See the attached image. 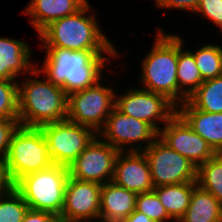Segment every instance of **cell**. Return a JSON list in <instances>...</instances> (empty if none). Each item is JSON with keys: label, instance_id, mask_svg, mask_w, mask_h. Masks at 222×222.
I'll return each mask as SVG.
<instances>
[{"label": "cell", "instance_id": "obj_1", "mask_svg": "<svg viewBox=\"0 0 222 222\" xmlns=\"http://www.w3.org/2000/svg\"><path fill=\"white\" fill-rule=\"evenodd\" d=\"M43 48L47 54L43 68L38 69L39 74L42 71L48 80L61 86L67 95L95 85L100 80L102 69L107 66L108 59L104 58L102 52Z\"/></svg>", "mask_w": 222, "mask_h": 222}, {"label": "cell", "instance_id": "obj_2", "mask_svg": "<svg viewBox=\"0 0 222 222\" xmlns=\"http://www.w3.org/2000/svg\"><path fill=\"white\" fill-rule=\"evenodd\" d=\"M89 9L87 2L76 13L55 20L45 27L39 33L44 47L103 52L117 57L116 48L100 30L94 15H86Z\"/></svg>", "mask_w": 222, "mask_h": 222}, {"label": "cell", "instance_id": "obj_3", "mask_svg": "<svg viewBox=\"0 0 222 222\" xmlns=\"http://www.w3.org/2000/svg\"><path fill=\"white\" fill-rule=\"evenodd\" d=\"M68 95L50 80L31 79L18 84V123L26 127L63 121L67 118Z\"/></svg>", "mask_w": 222, "mask_h": 222}, {"label": "cell", "instance_id": "obj_4", "mask_svg": "<svg viewBox=\"0 0 222 222\" xmlns=\"http://www.w3.org/2000/svg\"><path fill=\"white\" fill-rule=\"evenodd\" d=\"M156 35L152 50L142 62L141 80L146 86L144 90L163 95L177 108V35H168L162 30Z\"/></svg>", "mask_w": 222, "mask_h": 222}, {"label": "cell", "instance_id": "obj_5", "mask_svg": "<svg viewBox=\"0 0 222 222\" xmlns=\"http://www.w3.org/2000/svg\"><path fill=\"white\" fill-rule=\"evenodd\" d=\"M5 169L12 186L23 176L53 165L45 136L39 127L19 125L11 135Z\"/></svg>", "mask_w": 222, "mask_h": 222}, {"label": "cell", "instance_id": "obj_6", "mask_svg": "<svg viewBox=\"0 0 222 222\" xmlns=\"http://www.w3.org/2000/svg\"><path fill=\"white\" fill-rule=\"evenodd\" d=\"M68 167L53 164L50 168L21 177L13 187L24 198L29 209L61 215Z\"/></svg>", "mask_w": 222, "mask_h": 222}, {"label": "cell", "instance_id": "obj_7", "mask_svg": "<svg viewBox=\"0 0 222 222\" xmlns=\"http://www.w3.org/2000/svg\"><path fill=\"white\" fill-rule=\"evenodd\" d=\"M115 92L99 81L84 90L68 95L67 120L100 133L107 117L115 107Z\"/></svg>", "mask_w": 222, "mask_h": 222}, {"label": "cell", "instance_id": "obj_8", "mask_svg": "<svg viewBox=\"0 0 222 222\" xmlns=\"http://www.w3.org/2000/svg\"><path fill=\"white\" fill-rule=\"evenodd\" d=\"M39 128L45 136L53 164L65 167H69L98 135L91 128L67 119Z\"/></svg>", "mask_w": 222, "mask_h": 222}, {"label": "cell", "instance_id": "obj_9", "mask_svg": "<svg viewBox=\"0 0 222 222\" xmlns=\"http://www.w3.org/2000/svg\"><path fill=\"white\" fill-rule=\"evenodd\" d=\"M143 152L149 163L154 187L196 182L197 167L160 138H156Z\"/></svg>", "mask_w": 222, "mask_h": 222}, {"label": "cell", "instance_id": "obj_10", "mask_svg": "<svg viewBox=\"0 0 222 222\" xmlns=\"http://www.w3.org/2000/svg\"><path fill=\"white\" fill-rule=\"evenodd\" d=\"M119 152L96 136L68 167L69 177L101 185L112 181Z\"/></svg>", "mask_w": 222, "mask_h": 222}, {"label": "cell", "instance_id": "obj_11", "mask_svg": "<svg viewBox=\"0 0 222 222\" xmlns=\"http://www.w3.org/2000/svg\"><path fill=\"white\" fill-rule=\"evenodd\" d=\"M115 107L123 114L145 121L157 132V120L165 124L176 113V107L163 95L144 89L132 88L126 95H115Z\"/></svg>", "mask_w": 222, "mask_h": 222}, {"label": "cell", "instance_id": "obj_12", "mask_svg": "<svg viewBox=\"0 0 222 222\" xmlns=\"http://www.w3.org/2000/svg\"><path fill=\"white\" fill-rule=\"evenodd\" d=\"M100 131L102 134L100 133L97 136H102L104 142L109 143L120 152L126 151L125 147L123 150V146L126 144L133 145L134 142L140 141L147 142L146 147L141 148L140 145H137L135 148L131 147L128 151H143L158 138V132L150 124L127 116L116 107L113 108Z\"/></svg>", "mask_w": 222, "mask_h": 222}, {"label": "cell", "instance_id": "obj_13", "mask_svg": "<svg viewBox=\"0 0 222 222\" xmlns=\"http://www.w3.org/2000/svg\"><path fill=\"white\" fill-rule=\"evenodd\" d=\"M158 137L196 167L216 155L209 144L194 132L177 112L160 129Z\"/></svg>", "mask_w": 222, "mask_h": 222}, {"label": "cell", "instance_id": "obj_14", "mask_svg": "<svg viewBox=\"0 0 222 222\" xmlns=\"http://www.w3.org/2000/svg\"><path fill=\"white\" fill-rule=\"evenodd\" d=\"M102 185L68 177L59 222L99 220Z\"/></svg>", "mask_w": 222, "mask_h": 222}, {"label": "cell", "instance_id": "obj_15", "mask_svg": "<svg viewBox=\"0 0 222 222\" xmlns=\"http://www.w3.org/2000/svg\"><path fill=\"white\" fill-rule=\"evenodd\" d=\"M112 181L136 194L153 191L150 167L144 152H119Z\"/></svg>", "mask_w": 222, "mask_h": 222}, {"label": "cell", "instance_id": "obj_16", "mask_svg": "<svg viewBox=\"0 0 222 222\" xmlns=\"http://www.w3.org/2000/svg\"><path fill=\"white\" fill-rule=\"evenodd\" d=\"M176 112L200 135L216 154H222V113H209L194 108L188 101Z\"/></svg>", "mask_w": 222, "mask_h": 222}, {"label": "cell", "instance_id": "obj_17", "mask_svg": "<svg viewBox=\"0 0 222 222\" xmlns=\"http://www.w3.org/2000/svg\"><path fill=\"white\" fill-rule=\"evenodd\" d=\"M135 192L129 191L113 181L102 185L100 191V215L98 222H119L135 210Z\"/></svg>", "mask_w": 222, "mask_h": 222}, {"label": "cell", "instance_id": "obj_18", "mask_svg": "<svg viewBox=\"0 0 222 222\" xmlns=\"http://www.w3.org/2000/svg\"><path fill=\"white\" fill-rule=\"evenodd\" d=\"M30 46L22 41L0 37V79L14 80L22 72L38 75L30 62Z\"/></svg>", "mask_w": 222, "mask_h": 222}, {"label": "cell", "instance_id": "obj_19", "mask_svg": "<svg viewBox=\"0 0 222 222\" xmlns=\"http://www.w3.org/2000/svg\"><path fill=\"white\" fill-rule=\"evenodd\" d=\"M87 0H31L24 10L30 15L31 24L40 33L50 23L76 13Z\"/></svg>", "mask_w": 222, "mask_h": 222}, {"label": "cell", "instance_id": "obj_20", "mask_svg": "<svg viewBox=\"0 0 222 222\" xmlns=\"http://www.w3.org/2000/svg\"><path fill=\"white\" fill-rule=\"evenodd\" d=\"M182 45V39L177 36V79L180 105L186 102L204 82L192 52L182 51Z\"/></svg>", "mask_w": 222, "mask_h": 222}, {"label": "cell", "instance_id": "obj_21", "mask_svg": "<svg viewBox=\"0 0 222 222\" xmlns=\"http://www.w3.org/2000/svg\"><path fill=\"white\" fill-rule=\"evenodd\" d=\"M178 222H222V205L197 185L185 214Z\"/></svg>", "mask_w": 222, "mask_h": 222}, {"label": "cell", "instance_id": "obj_22", "mask_svg": "<svg viewBox=\"0 0 222 222\" xmlns=\"http://www.w3.org/2000/svg\"><path fill=\"white\" fill-rule=\"evenodd\" d=\"M197 182H186L154 187L153 191L165 207L169 217L178 222L185 214Z\"/></svg>", "mask_w": 222, "mask_h": 222}, {"label": "cell", "instance_id": "obj_23", "mask_svg": "<svg viewBox=\"0 0 222 222\" xmlns=\"http://www.w3.org/2000/svg\"><path fill=\"white\" fill-rule=\"evenodd\" d=\"M187 101L198 110L222 113V75L204 81Z\"/></svg>", "mask_w": 222, "mask_h": 222}, {"label": "cell", "instance_id": "obj_24", "mask_svg": "<svg viewBox=\"0 0 222 222\" xmlns=\"http://www.w3.org/2000/svg\"><path fill=\"white\" fill-rule=\"evenodd\" d=\"M197 185L211 193L222 205V154L197 167Z\"/></svg>", "mask_w": 222, "mask_h": 222}, {"label": "cell", "instance_id": "obj_25", "mask_svg": "<svg viewBox=\"0 0 222 222\" xmlns=\"http://www.w3.org/2000/svg\"><path fill=\"white\" fill-rule=\"evenodd\" d=\"M203 81L222 75V47L204 45L192 53Z\"/></svg>", "mask_w": 222, "mask_h": 222}, {"label": "cell", "instance_id": "obj_26", "mask_svg": "<svg viewBox=\"0 0 222 222\" xmlns=\"http://www.w3.org/2000/svg\"><path fill=\"white\" fill-rule=\"evenodd\" d=\"M28 209V204L13 186L0 196V222H21Z\"/></svg>", "mask_w": 222, "mask_h": 222}, {"label": "cell", "instance_id": "obj_27", "mask_svg": "<svg viewBox=\"0 0 222 222\" xmlns=\"http://www.w3.org/2000/svg\"><path fill=\"white\" fill-rule=\"evenodd\" d=\"M0 118L18 119V83L0 79Z\"/></svg>", "mask_w": 222, "mask_h": 222}, {"label": "cell", "instance_id": "obj_28", "mask_svg": "<svg viewBox=\"0 0 222 222\" xmlns=\"http://www.w3.org/2000/svg\"><path fill=\"white\" fill-rule=\"evenodd\" d=\"M135 210L145 214L154 222L171 219L154 191L137 194Z\"/></svg>", "mask_w": 222, "mask_h": 222}, {"label": "cell", "instance_id": "obj_29", "mask_svg": "<svg viewBox=\"0 0 222 222\" xmlns=\"http://www.w3.org/2000/svg\"><path fill=\"white\" fill-rule=\"evenodd\" d=\"M195 13L210 19L222 30V0H199Z\"/></svg>", "mask_w": 222, "mask_h": 222}, {"label": "cell", "instance_id": "obj_30", "mask_svg": "<svg viewBox=\"0 0 222 222\" xmlns=\"http://www.w3.org/2000/svg\"><path fill=\"white\" fill-rule=\"evenodd\" d=\"M18 126V119L0 118V159L5 158L11 135Z\"/></svg>", "mask_w": 222, "mask_h": 222}, {"label": "cell", "instance_id": "obj_31", "mask_svg": "<svg viewBox=\"0 0 222 222\" xmlns=\"http://www.w3.org/2000/svg\"><path fill=\"white\" fill-rule=\"evenodd\" d=\"M158 7L162 8H178L181 10H190L195 12L199 3V0H155Z\"/></svg>", "mask_w": 222, "mask_h": 222}, {"label": "cell", "instance_id": "obj_32", "mask_svg": "<svg viewBox=\"0 0 222 222\" xmlns=\"http://www.w3.org/2000/svg\"><path fill=\"white\" fill-rule=\"evenodd\" d=\"M21 222H59V219L51 212L28 209Z\"/></svg>", "mask_w": 222, "mask_h": 222}, {"label": "cell", "instance_id": "obj_33", "mask_svg": "<svg viewBox=\"0 0 222 222\" xmlns=\"http://www.w3.org/2000/svg\"><path fill=\"white\" fill-rule=\"evenodd\" d=\"M11 187L12 184L8 179L4 160L0 159V196L8 191Z\"/></svg>", "mask_w": 222, "mask_h": 222}, {"label": "cell", "instance_id": "obj_34", "mask_svg": "<svg viewBox=\"0 0 222 222\" xmlns=\"http://www.w3.org/2000/svg\"><path fill=\"white\" fill-rule=\"evenodd\" d=\"M119 222H154L145 214L134 210L128 217L120 220Z\"/></svg>", "mask_w": 222, "mask_h": 222}]
</instances>
